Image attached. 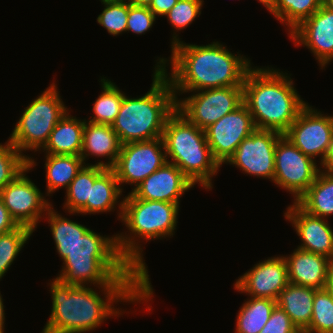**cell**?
Segmentation results:
<instances>
[{"instance_id": "5", "label": "cell", "mask_w": 333, "mask_h": 333, "mask_svg": "<svg viewBox=\"0 0 333 333\" xmlns=\"http://www.w3.org/2000/svg\"><path fill=\"white\" fill-rule=\"evenodd\" d=\"M122 199L120 221L129 231L128 234H115L117 249L130 266L151 284L140 243L142 240L147 242L173 237L180 206L171 202L135 198L130 192Z\"/></svg>"}, {"instance_id": "27", "label": "cell", "mask_w": 333, "mask_h": 333, "mask_svg": "<svg viewBox=\"0 0 333 333\" xmlns=\"http://www.w3.org/2000/svg\"><path fill=\"white\" fill-rule=\"evenodd\" d=\"M55 211L51 205L44 216L50 224V232L54 239L57 253L62 261L66 258L73 246L88 230L85 225L65 218Z\"/></svg>"}, {"instance_id": "12", "label": "cell", "mask_w": 333, "mask_h": 333, "mask_svg": "<svg viewBox=\"0 0 333 333\" xmlns=\"http://www.w3.org/2000/svg\"><path fill=\"white\" fill-rule=\"evenodd\" d=\"M167 162L162 137L149 141L123 144L115 171L120 187L125 184L138 186L144 179Z\"/></svg>"}, {"instance_id": "11", "label": "cell", "mask_w": 333, "mask_h": 333, "mask_svg": "<svg viewBox=\"0 0 333 333\" xmlns=\"http://www.w3.org/2000/svg\"><path fill=\"white\" fill-rule=\"evenodd\" d=\"M320 171L316 161L305 155L284 135L275 149L274 180L278 187L293 195L296 202L314 183Z\"/></svg>"}, {"instance_id": "34", "label": "cell", "mask_w": 333, "mask_h": 333, "mask_svg": "<svg viewBox=\"0 0 333 333\" xmlns=\"http://www.w3.org/2000/svg\"><path fill=\"white\" fill-rule=\"evenodd\" d=\"M29 157L8 140L0 143V191L28 167Z\"/></svg>"}, {"instance_id": "31", "label": "cell", "mask_w": 333, "mask_h": 333, "mask_svg": "<svg viewBox=\"0 0 333 333\" xmlns=\"http://www.w3.org/2000/svg\"><path fill=\"white\" fill-rule=\"evenodd\" d=\"M33 232L29 227L19 225L10 232L0 234V280L16 260Z\"/></svg>"}, {"instance_id": "24", "label": "cell", "mask_w": 333, "mask_h": 333, "mask_svg": "<svg viewBox=\"0 0 333 333\" xmlns=\"http://www.w3.org/2000/svg\"><path fill=\"white\" fill-rule=\"evenodd\" d=\"M316 290L312 287L289 283L276 300V304L289 315L300 332L304 333L310 326Z\"/></svg>"}, {"instance_id": "1", "label": "cell", "mask_w": 333, "mask_h": 333, "mask_svg": "<svg viewBox=\"0 0 333 333\" xmlns=\"http://www.w3.org/2000/svg\"><path fill=\"white\" fill-rule=\"evenodd\" d=\"M48 285L52 308L41 333H86L96 330L111 316L125 314L124 309L116 308L114 304L147 303L154 294L152 286H99L100 291L91 286L65 284L56 278L50 280Z\"/></svg>"}, {"instance_id": "33", "label": "cell", "mask_w": 333, "mask_h": 333, "mask_svg": "<svg viewBox=\"0 0 333 333\" xmlns=\"http://www.w3.org/2000/svg\"><path fill=\"white\" fill-rule=\"evenodd\" d=\"M304 333H333V299L325 288L315 291L311 323Z\"/></svg>"}, {"instance_id": "44", "label": "cell", "mask_w": 333, "mask_h": 333, "mask_svg": "<svg viewBox=\"0 0 333 333\" xmlns=\"http://www.w3.org/2000/svg\"><path fill=\"white\" fill-rule=\"evenodd\" d=\"M127 3L133 6L149 7L152 0H125Z\"/></svg>"}, {"instance_id": "36", "label": "cell", "mask_w": 333, "mask_h": 333, "mask_svg": "<svg viewBox=\"0 0 333 333\" xmlns=\"http://www.w3.org/2000/svg\"><path fill=\"white\" fill-rule=\"evenodd\" d=\"M64 209L77 215L90 200V165H85L70 183L65 195Z\"/></svg>"}, {"instance_id": "28", "label": "cell", "mask_w": 333, "mask_h": 333, "mask_svg": "<svg viewBox=\"0 0 333 333\" xmlns=\"http://www.w3.org/2000/svg\"><path fill=\"white\" fill-rule=\"evenodd\" d=\"M244 302L238 311L235 333H259L277 305L276 301L250 297Z\"/></svg>"}, {"instance_id": "21", "label": "cell", "mask_w": 333, "mask_h": 333, "mask_svg": "<svg viewBox=\"0 0 333 333\" xmlns=\"http://www.w3.org/2000/svg\"><path fill=\"white\" fill-rule=\"evenodd\" d=\"M287 264L289 283L323 289L327 282L331 259L327 256L295 248L290 255H283Z\"/></svg>"}, {"instance_id": "7", "label": "cell", "mask_w": 333, "mask_h": 333, "mask_svg": "<svg viewBox=\"0 0 333 333\" xmlns=\"http://www.w3.org/2000/svg\"><path fill=\"white\" fill-rule=\"evenodd\" d=\"M162 138L167 162L176 165L194 185L211 190L212 178L222 166L213 157L205 131L176 109L165 123Z\"/></svg>"}, {"instance_id": "2", "label": "cell", "mask_w": 333, "mask_h": 333, "mask_svg": "<svg viewBox=\"0 0 333 333\" xmlns=\"http://www.w3.org/2000/svg\"><path fill=\"white\" fill-rule=\"evenodd\" d=\"M236 53L219 41L208 45L181 41L171 48L169 59L158 57L153 68H159L168 78L178 99V95L184 93L243 86L246 74L253 66L249 58ZM168 65L171 73H168Z\"/></svg>"}, {"instance_id": "16", "label": "cell", "mask_w": 333, "mask_h": 333, "mask_svg": "<svg viewBox=\"0 0 333 333\" xmlns=\"http://www.w3.org/2000/svg\"><path fill=\"white\" fill-rule=\"evenodd\" d=\"M289 284L284 256H271L259 261L238 277L234 289L255 298L277 300L280 292Z\"/></svg>"}, {"instance_id": "8", "label": "cell", "mask_w": 333, "mask_h": 333, "mask_svg": "<svg viewBox=\"0 0 333 333\" xmlns=\"http://www.w3.org/2000/svg\"><path fill=\"white\" fill-rule=\"evenodd\" d=\"M53 81L24 109L8 141L24 154L40 151L47 143L56 124L69 111Z\"/></svg>"}, {"instance_id": "38", "label": "cell", "mask_w": 333, "mask_h": 333, "mask_svg": "<svg viewBox=\"0 0 333 333\" xmlns=\"http://www.w3.org/2000/svg\"><path fill=\"white\" fill-rule=\"evenodd\" d=\"M289 315L278 305L272 311L269 320L259 333H298Z\"/></svg>"}, {"instance_id": "14", "label": "cell", "mask_w": 333, "mask_h": 333, "mask_svg": "<svg viewBox=\"0 0 333 333\" xmlns=\"http://www.w3.org/2000/svg\"><path fill=\"white\" fill-rule=\"evenodd\" d=\"M283 135L272 130L255 129L237 147L225 164L233 165L250 176L274 180L275 149Z\"/></svg>"}, {"instance_id": "4", "label": "cell", "mask_w": 333, "mask_h": 333, "mask_svg": "<svg viewBox=\"0 0 333 333\" xmlns=\"http://www.w3.org/2000/svg\"><path fill=\"white\" fill-rule=\"evenodd\" d=\"M288 73L273 67H252L243 82V103L256 129L284 135L308 104L294 87Z\"/></svg>"}, {"instance_id": "45", "label": "cell", "mask_w": 333, "mask_h": 333, "mask_svg": "<svg viewBox=\"0 0 333 333\" xmlns=\"http://www.w3.org/2000/svg\"><path fill=\"white\" fill-rule=\"evenodd\" d=\"M259 3L265 6V8L271 13L275 6L277 0H258Z\"/></svg>"}, {"instance_id": "18", "label": "cell", "mask_w": 333, "mask_h": 333, "mask_svg": "<svg viewBox=\"0 0 333 333\" xmlns=\"http://www.w3.org/2000/svg\"><path fill=\"white\" fill-rule=\"evenodd\" d=\"M284 217L301 239L297 248L327 256L333 260V229L326 218L312 215L296 202L286 208Z\"/></svg>"}, {"instance_id": "32", "label": "cell", "mask_w": 333, "mask_h": 333, "mask_svg": "<svg viewBox=\"0 0 333 333\" xmlns=\"http://www.w3.org/2000/svg\"><path fill=\"white\" fill-rule=\"evenodd\" d=\"M203 5L204 0H178L172 9L164 15L175 31L171 38V48L181 42L177 31L184 30L191 25L201 15Z\"/></svg>"}, {"instance_id": "17", "label": "cell", "mask_w": 333, "mask_h": 333, "mask_svg": "<svg viewBox=\"0 0 333 333\" xmlns=\"http://www.w3.org/2000/svg\"><path fill=\"white\" fill-rule=\"evenodd\" d=\"M288 34L295 46L303 45L313 53L321 69L333 60V10L321 5Z\"/></svg>"}, {"instance_id": "26", "label": "cell", "mask_w": 333, "mask_h": 333, "mask_svg": "<svg viewBox=\"0 0 333 333\" xmlns=\"http://www.w3.org/2000/svg\"><path fill=\"white\" fill-rule=\"evenodd\" d=\"M296 203L306 212L326 218L333 215V173L320 170L314 183Z\"/></svg>"}, {"instance_id": "6", "label": "cell", "mask_w": 333, "mask_h": 333, "mask_svg": "<svg viewBox=\"0 0 333 333\" xmlns=\"http://www.w3.org/2000/svg\"><path fill=\"white\" fill-rule=\"evenodd\" d=\"M150 90L141 97H123L111 124L120 142L149 141L163 136L168 117L176 110V98L168 78L154 68Z\"/></svg>"}, {"instance_id": "42", "label": "cell", "mask_w": 333, "mask_h": 333, "mask_svg": "<svg viewBox=\"0 0 333 333\" xmlns=\"http://www.w3.org/2000/svg\"><path fill=\"white\" fill-rule=\"evenodd\" d=\"M325 289L329 292V294L332 296L333 299V260L331 261L328 267L327 282Z\"/></svg>"}, {"instance_id": "39", "label": "cell", "mask_w": 333, "mask_h": 333, "mask_svg": "<svg viewBox=\"0 0 333 333\" xmlns=\"http://www.w3.org/2000/svg\"><path fill=\"white\" fill-rule=\"evenodd\" d=\"M19 225L10 216L8 209L4 206L0 198V234L10 232L17 228Z\"/></svg>"}, {"instance_id": "46", "label": "cell", "mask_w": 333, "mask_h": 333, "mask_svg": "<svg viewBox=\"0 0 333 333\" xmlns=\"http://www.w3.org/2000/svg\"><path fill=\"white\" fill-rule=\"evenodd\" d=\"M322 5L333 10V0H322Z\"/></svg>"}, {"instance_id": "43", "label": "cell", "mask_w": 333, "mask_h": 333, "mask_svg": "<svg viewBox=\"0 0 333 333\" xmlns=\"http://www.w3.org/2000/svg\"><path fill=\"white\" fill-rule=\"evenodd\" d=\"M5 306L3 303L2 295L0 293V329L4 330L5 329Z\"/></svg>"}, {"instance_id": "10", "label": "cell", "mask_w": 333, "mask_h": 333, "mask_svg": "<svg viewBox=\"0 0 333 333\" xmlns=\"http://www.w3.org/2000/svg\"><path fill=\"white\" fill-rule=\"evenodd\" d=\"M35 166V159L29 157L28 167L0 191V198L10 216L18 225L27 226L33 231H36L39 221L42 217L44 219L53 204L46 199L33 180L26 176Z\"/></svg>"}, {"instance_id": "9", "label": "cell", "mask_w": 333, "mask_h": 333, "mask_svg": "<svg viewBox=\"0 0 333 333\" xmlns=\"http://www.w3.org/2000/svg\"><path fill=\"white\" fill-rule=\"evenodd\" d=\"M191 94L176 99V109L203 130L243 104V86L211 88Z\"/></svg>"}, {"instance_id": "19", "label": "cell", "mask_w": 333, "mask_h": 333, "mask_svg": "<svg viewBox=\"0 0 333 333\" xmlns=\"http://www.w3.org/2000/svg\"><path fill=\"white\" fill-rule=\"evenodd\" d=\"M194 186L176 165L166 162L130 193L143 200L180 204V198Z\"/></svg>"}, {"instance_id": "35", "label": "cell", "mask_w": 333, "mask_h": 333, "mask_svg": "<svg viewBox=\"0 0 333 333\" xmlns=\"http://www.w3.org/2000/svg\"><path fill=\"white\" fill-rule=\"evenodd\" d=\"M104 9L97 17V23L112 36H118L127 29L129 3L125 0L101 2Z\"/></svg>"}, {"instance_id": "25", "label": "cell", "mask_w": 333, "mask_h": 333, "mask_svg": "<svg viewBox=\"0 0 333 333\" xmlns=\"http://www.w3.org/2000/svg\"><path fill=\"white\" fill-rule=\"evenodd\" d=\"M44 158L46 197L52 195L53 192L55 193L62 187L67 190L79 171L85 165H90L89 163H84L83 159L76 155L45 154Z\"/></svg>"}, {"instance_id": "20", "label": "cell", "mask_w": 333, "mask_h": 333, "mask_svg": "<svg viewBox=\"0 0 333 333\" xmlns=\"http://www.w3.org/2000/svg\"><path fill=\"white\" fill-rule=\"evenodd\" d=\"M123 188L112 168L90 165V200L77 214H96L115 211L118 207V218L121 220L123 200L120 201ZM119 200V201H118ZM117 206V207H116Z\"/></svg>"}, {"instance_id": "23", "label": "cell", "mask_w": 333, "mask_h": 333, "mask_svg": "<svg viewBox=\"0 0 333 333\" xmlns=\"http://www.w3.org/2000/svg\"><path fill=\"white\" fill-rule=\"evenodd\" d=\"M84 119L70 114V110L56 124L45 146L40 150L45 154L80 156Z\"/></svg>"}, {"instance_id": "30", "label": "cell", "mask_w": 333, "mask_h": 333, "mask_svg": "<svg viewBox=\"0 0 333 333\" xmlns=\"http://www.w3.org/2000/svg\"><path fill=\"white\" fill-rule=\"evenodd\" d=\"M322 5V0H277L274 10L270 13L290 33L302 21L312 16ZM288 26V27H287Z\"/></svg>"}, {"instance_id": "22", "label": "cell", "mask_w": 333, "mask_h": 333, "mask_svg": "<svg viewBox=\"0 0 333 333\" xmlns=\"http://www.w3.org/2000/svg\"><path fill=\"white\" fill-rule=\"evenodd\" d=\"M122 143L118 135L109 124H96L84 119L82 149L80 157L84 163L89 156L103 157L106 162L99 161L95 164L104 168H113L117 162Z\"/></svg>"}, {"instance_id": "3", "label": "cell", "mask_w": 333, "mask_h": 333, "mask_svg": "<svg viewBox=\"0 0 333 333\" xmlns=\"http://www.w3.org/2000/svg\"><path fill=\"white\" fill-rule=\"evenodd\" d=\"M59 273L56 279L75 286H152L120 255L116 235L92 229L78 239Z\"/></svg>"}, {"instance_id": "37", "label": "cell", "mask_w": 333, "mask_h": 333, "mask_svg": "<svg viewBox=\"0 0 333 333\" xmlns=\"http://www.w3.org/2000/svg\"><path fill=\"white\" fill-rule=\"evenodd\" d=\"M157 17L148 7L129 4L126 32L137 35L145 34L155 24Z\"/></svg>"}, {"instance_id": "13", "label": "cell", "mask_w": 333, "mask_h": 333, "mask_svg": "<svg viewBox=\"0 0 333 333\" xmlns=\"http://www.w3.org/2000/svg\"><path fill=\"white\" fill-rule=\"evenodd\" d=\"M307 104L284 134L298 149L320 165L333 139V115H326Z\"/></svg>"}, {"instance_id": "41", "label": "cell", "mask_w": 333, "mask_h": 333, "mask_svg": "<svg viewBox=\"0 0 333 333\" xmlns=\"http://www.w3.org/2000/svg\"><path fill=\"white\" fill-rule=\"evenodd\" d=\"M320 170L333 173V139L330 144V148L327 153V156L324 159V161L322 162V164L320 165Z\"/></svg>"}, {"instance_id": "15", "label": "cell", "mask_w": 333, "mask_h": 333, "mask_svg": "<svg viewBox=\"0 0 333 333\" xmlns=\"http://www.w3.org/2000/svg\"><path fill=\"white\" fill-rule=\"evenodd\" d=\"M255 129L252 115L243 103L204 131L213 157L222 166L235 153L239 144Z\"/></svg>"}, {"instance_id": "29", "label": "cell", "mask_w": 333, "mask_h": 333, "mask_svg": "<svg viewBox=\"0 0 333 333\" xmlns=\"http://www.w3.org/2000/svg\"><path fill=\"white\" fill-rule=\"evenodd\" d=\"M102 92L93 103V114L86 121L96 124L111 125L120 111L125 95L117 85L106 77H101Z\"/></svg>"}, {"instance_id": "40", "label": "cell", "mask_w": 333, "mask_h": 333, "mask_svg": "<svg viewBox=\"0 0 333 333\" xmlns=\"http://www.w3.org/2000/svg\"><path fill=\"white\" fill-rule=\"evenodd\" d=\"M177 1L178 0H152L148 8L156 17H164V15L172 9Z\"/></svg>"}]
</instances>
